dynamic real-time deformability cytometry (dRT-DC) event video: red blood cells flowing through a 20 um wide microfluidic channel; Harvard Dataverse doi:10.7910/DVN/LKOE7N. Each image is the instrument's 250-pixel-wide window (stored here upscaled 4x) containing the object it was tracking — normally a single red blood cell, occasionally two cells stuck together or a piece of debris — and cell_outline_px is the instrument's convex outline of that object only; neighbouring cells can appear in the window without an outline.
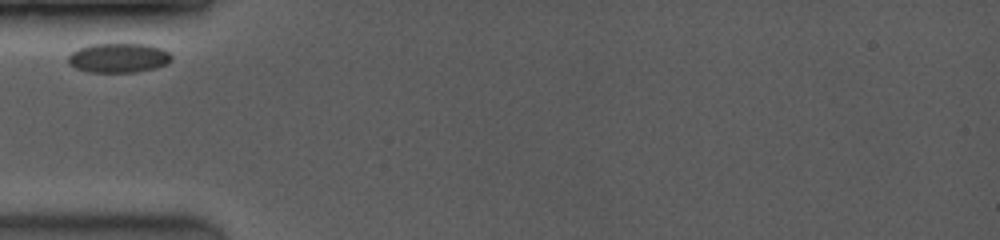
{"species": "common noctule bat (a hibernating species)", "species_latin": "Nyctalus noctula", "temperature_condition": "room temperature", "stored_images_in_passage": 10, "camera_frame_rate_fps": 3500, "um_per_image_px": 0.085, "animal": {"sex": "female", "body_mass_g": 19.0, "forearm_length_mm": 53.3}, "frame": {"image": 1, "passage_image": 1, "time_ms": 0.0, "image_size_px": [1000, 240], "cell_outline_px": [[172, 60], [168, 64], [156, 68], [136, 72], [88, 72], [76, 68], [68, 64], [68, 56], [72, 52], [88, 44], [148, 44], [160, 48], [168, 52], [172, 56]], "centroid_in_image_um": [10.09, 4.92], "position_along_channel_um": 74.9, "area_um2": 17.86}}
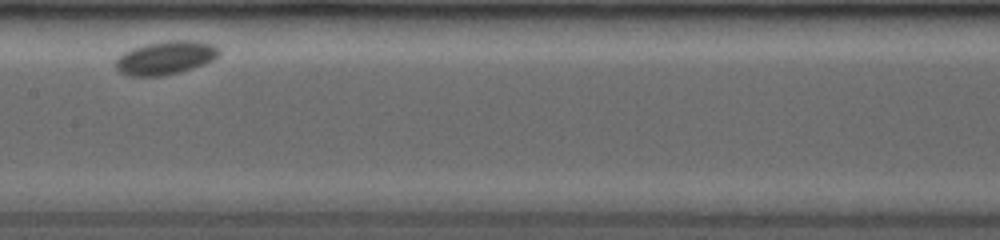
{"frame": {"image": 2, "passage_image": 4, "time_ms": 3.429, "image_size_px": [1000, 240], "cell_outline_px": [[220, 52], [212, 60], [204, 64], [180, 72], [164, 76], [128, 76], [120, 72], [116, 68], [116, 60], [124, 52], [132, 48], [148, 44], [168, 40], [196, 40], [212, 44], [220, 48]], "centroid_in_image_um": [14.09, 4.91], "position_along_channel_um": 193.3, "area_um2": 20.11}}
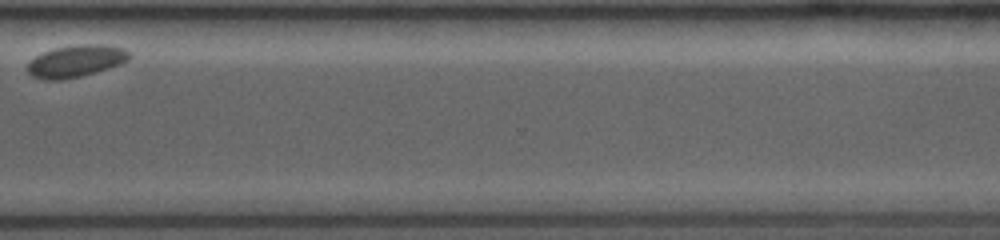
{"frame": {"image": 3, "passage_image": 9, "time_ms": 8.286, "image_size_px": [1000, 240], "cell_outline_px": [[132, 56], [128, 60], [120, 64], [96, 72], [80, 76], [60, 80], [44, 80], [32, 76], [28, 72], [28, 60], [44, 52], [56, 48], [76, 44], [104, 44], [124, 48], [132, 52]], "centroid_in_image_um": [6.48, 5.18], "position_along_channel_um": 364.1, "area_um2": 19.13}}